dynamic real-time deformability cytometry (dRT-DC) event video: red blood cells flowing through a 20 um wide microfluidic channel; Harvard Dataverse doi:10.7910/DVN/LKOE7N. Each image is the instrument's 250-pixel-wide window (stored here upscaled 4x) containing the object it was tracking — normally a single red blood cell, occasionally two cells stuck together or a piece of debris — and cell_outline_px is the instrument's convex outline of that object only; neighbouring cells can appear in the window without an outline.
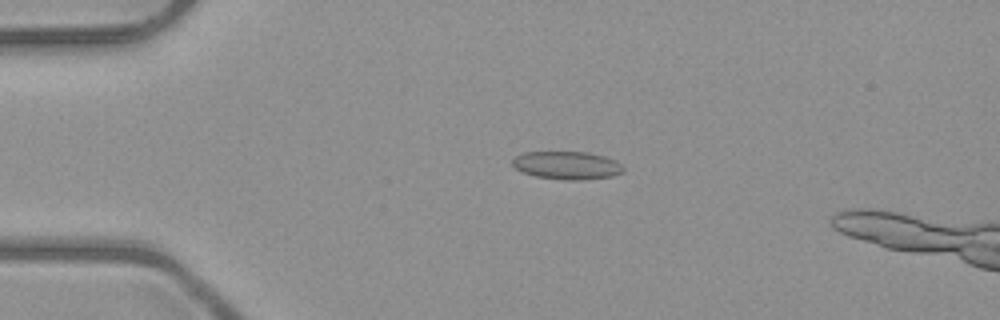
{"species": "common noctule bat (a hibernating species)", "species_latin": "Nyctalus noctula", "temperature_condition": "room temperature", "stored_images_in_passage": 16, "camera_frame_rate_fps": 3000, "um_per_image_px": 0.085, "animal": {"sex": "male", "body_mass_g": 23.1, "forearm_length_mm": 52.7}, "frame": {"image": 1, "passage_image": 12, "time_ms": 3.667, "image_size_px": [1000, 320], "cell_outline_px": [[624, 172], [612, 176], [580, 180], [568, 180], [536, 176], [524, 172], [516, 168], [512, 164], [512, 160], [516, 156], [524, 152], [588, 152], [604, 156], [616, 160], [624, 168]], "centroid_in_image_um": [48.22, 14.05], "position_along_channel_um": 36.8, "area_um2": 17.98}}